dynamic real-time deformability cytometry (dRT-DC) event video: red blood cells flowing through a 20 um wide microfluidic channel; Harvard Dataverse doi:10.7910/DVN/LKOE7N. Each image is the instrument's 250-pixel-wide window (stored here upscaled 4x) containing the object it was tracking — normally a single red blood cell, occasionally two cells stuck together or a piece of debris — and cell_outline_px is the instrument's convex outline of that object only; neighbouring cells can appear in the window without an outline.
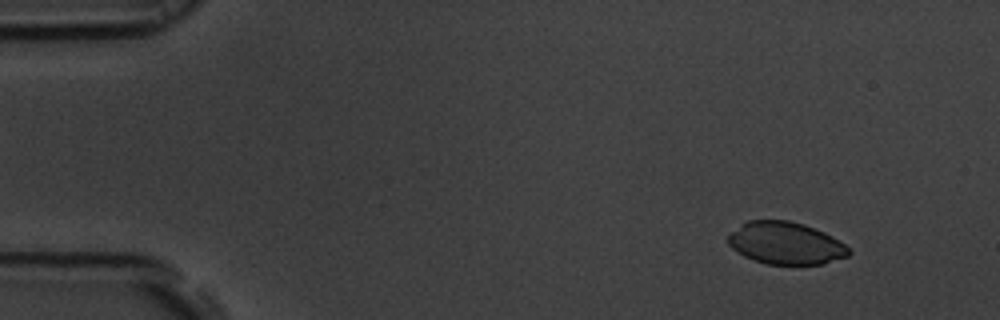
{"species": "common noctule bat (a hibernating species)", "species_latin": "Nyctalus noctula", "temperature_condition": "room temperature", "stored_images_in_passage": 50, "camera_frame_rate_fps": 3000, "um_per_image_px": 0.085, "animal": {"sex": "male", "body_mass_g": 19.5, "forearm_length_mm": 54.6}, "frame": {"image": 1, "passage_image": 1, "time_ms": 0.0, "image_size_px": [1000, 320], "cell_outline_px": [[852, 252], [848, 256], [824, 264], [768, 264], [744, 256], [732, 248], [728, 244], [728, 236], [732, 232], [748, 220], [788, 220], [804, 224], [824, 232], [844, 244]], "centroid_in_image_um": [66.8, 20.67], "position_along_channel_um": 18.2, "area_um2": 29.48}}